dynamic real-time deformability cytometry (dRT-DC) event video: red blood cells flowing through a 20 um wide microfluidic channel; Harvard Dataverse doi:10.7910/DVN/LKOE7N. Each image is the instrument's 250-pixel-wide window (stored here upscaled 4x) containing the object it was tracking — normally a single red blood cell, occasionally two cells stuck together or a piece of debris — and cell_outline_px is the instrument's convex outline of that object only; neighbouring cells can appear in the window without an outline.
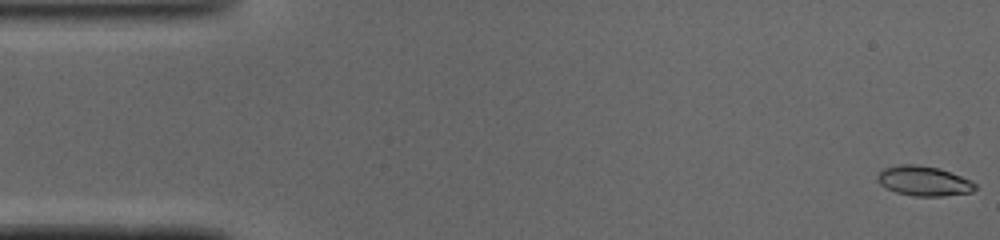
{"species": "common noctule bat (a hibernating species)", "species_latin": "Nyctalus noctula", "temperature_condition": "cold", "stored_images_in_passage": 49, "camera_frame_rate_fps": 3000, "um_per_image_px": 0.085, "animal": {"sex": "male", "body_mass_g": 19.0, "forearm_length_mm": 50.8}, "frame": {"image": 1, "passage_image": 1, "time_ms": 0.0, "image_size_px": [1000, 240], "cell_outline_px": [[976, 188], [972, 192], [940, 196], [916, 196], [896, 192], [884, 188], [876, 180], [876, 176], [884, 168], [900, 164], [916, 164], [940, 168], [960, 176], [976, 184]], "centroid_in_image_um": [78.47, 15.38], "position_along_channel_um": 6.5, "area_um2": 16.94}}
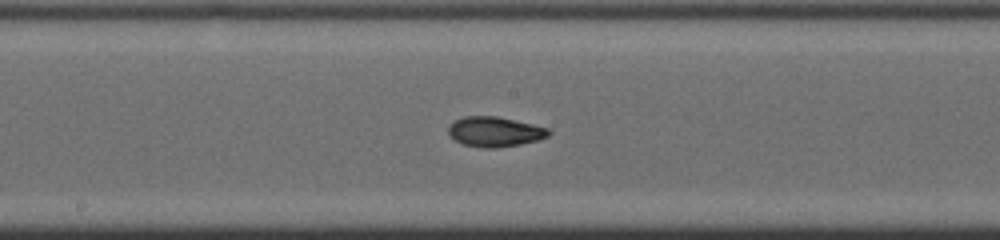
{"frame": {"image": 2, "passage_image": 25, "time_ms": 8.0, "image_size_px": [1000, 240], "cell_outline_px": [[552, 132], [548, 136], [536, 140], [520, 144], [496, 148], [484, 148], [464, 144], [456, 140], [448, 132], [448, 128], [456, 120], [464, 116], [496, 116], [532, 124], [548, 128]], "centroid_in_image_um": [42.08, 11.19], "position_along_channel_um": 206.1, "area_um2": 17.22}}
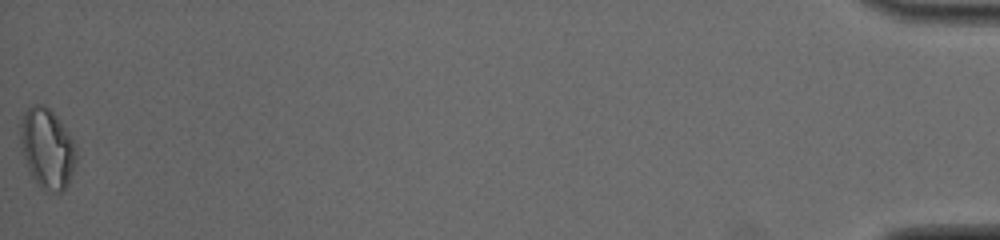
{"frame": {"image": 3, "passage_image": 49, "time_ms": 16.0, "image_size_px": [1000, 240], "cell_outline_px": [[76, 156], [72, 172], [68, 184], [60, 192], [56, 192], [44, 188], [36, 184], [28, 172], [20, 148], [20, 124], [24, 112], [32, 104], [44, 104], [60, 120], [72, 140], [76, 152]], "centroid_in_image_um": [3.96, 12.6], "position_along_channel_um": 431.2, "area_um2": 25.95}, "authors_computed_cell_mechanics": {"area_um2": 17.051, "velocity_mm_per_s": 4.1126, "shape_relaxation_time_tau1_ms": 3.6771, "shape_relaxation_time_tau2_ms": 1.9049, "deformation_change_tau1": 0.1507, "deformation_change_tau2": 0.07}}